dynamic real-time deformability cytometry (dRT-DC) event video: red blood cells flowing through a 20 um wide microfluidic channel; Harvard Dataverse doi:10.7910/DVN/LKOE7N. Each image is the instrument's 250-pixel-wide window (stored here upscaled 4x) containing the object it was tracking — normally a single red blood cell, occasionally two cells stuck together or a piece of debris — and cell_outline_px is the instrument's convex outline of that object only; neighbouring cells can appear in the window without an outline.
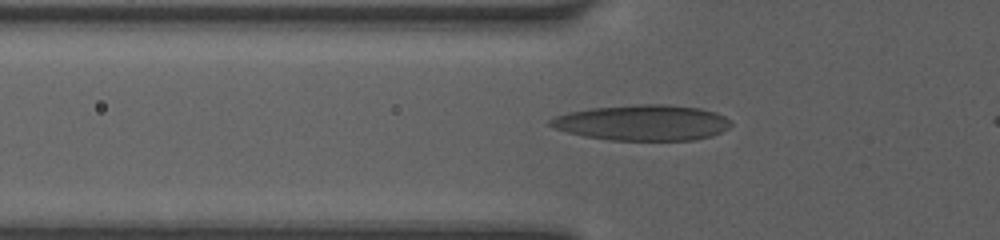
{"species": "human", "species_latin": "Homo sapiens", "temperature_condition": "room temperature", "stored_images_in_passage": 31, "camera_frame_rate_fps": 3000, "um_per_image_px": 0.085, "donor": {"sex": "female"}, "frame": {"image": 1, "passage_image": 3, "time_ms": 0.667, "image_size_px": [1000, 240], "cell_outline_px": [[732, 124], [728, 128], [712, 136], [692, 140], [608, 140], [584, 136], [552, 128], [548, 124], [548, 120], [556, 116], [568, 112], [592, 108], [636, 104], [668, 104], [700, 108], [716, 112], [724, 116]], "centroid_in_image_um": [54.59, 10.42], "position_along_channel_um": 71.2, "area_um2": 37.63}}
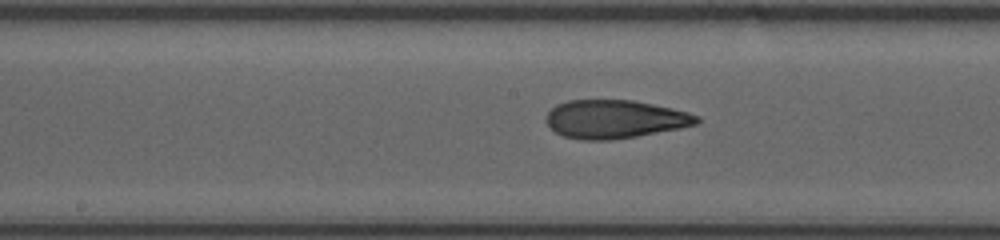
{"frame": {"image": 2, "passage_image": 12, "time_ms": 3.667, "image_size_px": [1000, 240], "cell_outline_px": [[700, 120], [696, 124], [680, 128], [636, 136], [612, 140], [580, 140], [564, 136], [556, 132], [544, 120], [544, 116], [556, 104], [568, 100], [632, 100], [672, 108], [688, 112], [700, 116]], "centroid_in_image_um": [52.24, 10.13], "position_along_channel_um": 196.0, "area_um2": 33.7}}
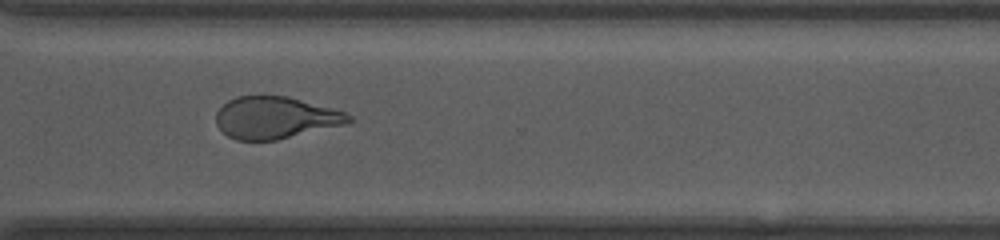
{"frame": {"image": 3, "passage_image": 23, "time_ms": 7.333, "image_size_px": [1000, 240], "cell_outline_px": [[352, 120], [348, 124], [276, 140], [236, 140], [228, 136], [216, 124], [216, 112], [228, 100], [236, 96], [288, 96], [344, 112], [352, 116]], "centroid_in_image_um": [23.4, 10.01], "position_along_channel_um": 347.2, "area_um2": 32.31}}